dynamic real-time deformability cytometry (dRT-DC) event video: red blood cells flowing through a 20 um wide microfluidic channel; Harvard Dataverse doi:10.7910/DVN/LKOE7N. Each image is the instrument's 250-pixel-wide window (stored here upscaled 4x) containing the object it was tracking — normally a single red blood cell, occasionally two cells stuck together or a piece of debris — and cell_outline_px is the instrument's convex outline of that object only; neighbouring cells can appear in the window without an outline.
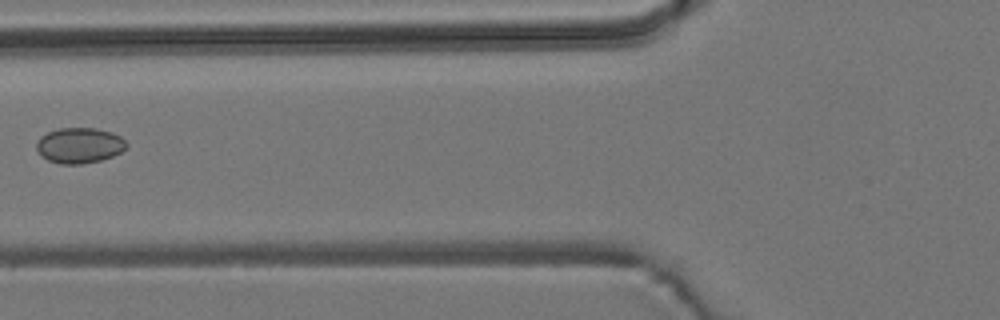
{"species": "common noctule bat (a hibernating species)", "species_latin": "Nyctalus noctula", "temperature_condition": "room temperature", "stored_images_in_passage": 8, "camera_frame_rate_fps": 3000, "um_per_image_px": 0.085, "animal": {"sex": "male", "body_mass_g": 19.2, "forearm_length_mm": 51.8}, "frame": {"image": 1, "passage_image": 6, "time_ms": 6.0, "image_size_px": [1000, 320], "cell_outline_px": [[128, 144], [120, 152], [112, 156], [100, 160], [80, 164], [60, 164], [48, 160], [36, 148], [36, 144], [40, 136], [48, 132], [60, 128], [96, 128], [112, 132], [120, 136]], "centroid_in_image_um": [6.75, 12.35], "position_along_channel_um": 119.0, "area_um2": 18.44}}
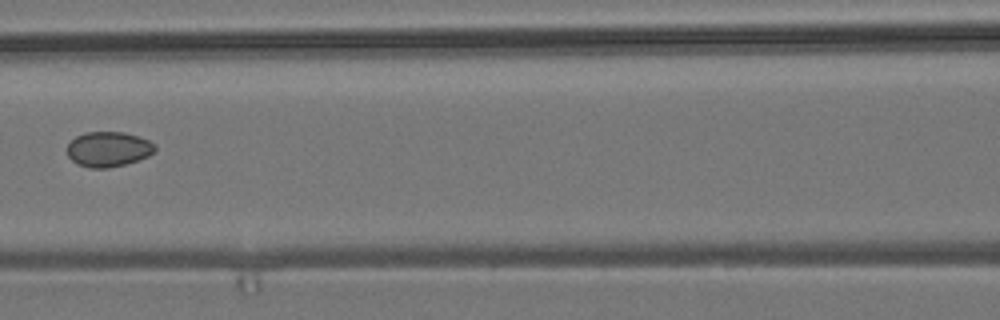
{"frame": {"image": 2, "passage_image": 7, "time_ms": 7.0, "image_size_px": [1000, 320], "cell_outline_px": [[156, 148], [148, 156], [124, 164], [108, 168], [88, 168], [76, 164], [68, 156], [68, 144], [76, 136], [84, 132], [124, 132], [140, 136], [156, 144]], "centroid_in_image_um": [9.2, 12.67], "position_along_channel_um": 157.4, "area_um2": 17.98}}
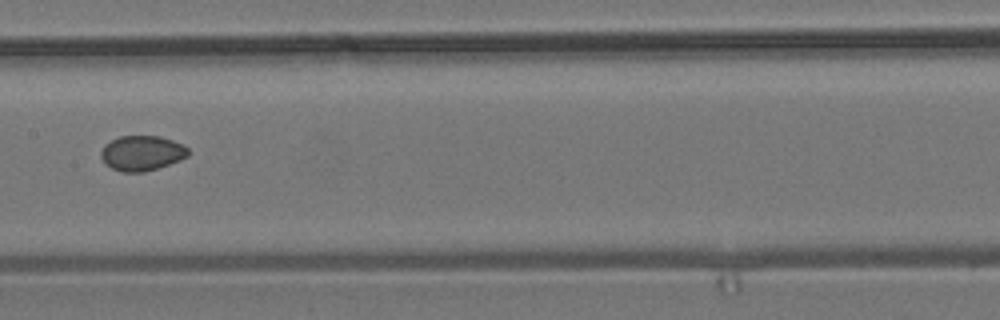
{"frame": {"image": 3, "passage_image": 8, "time_ms": 8.0, "image_size_px": [1000, 320], "cell_outline_px": [[188, 156], [180, 160], [144, 172], [120, 172], [104, 164], [100, 156], [100, 152], [104, 144], [120, 136], [160, 136], [184, 144], [188, 148]], "centroid_in_image_um": [12.04, 13.01], "position_along_channel_um": 195.4, "area_um2": 17.92}}